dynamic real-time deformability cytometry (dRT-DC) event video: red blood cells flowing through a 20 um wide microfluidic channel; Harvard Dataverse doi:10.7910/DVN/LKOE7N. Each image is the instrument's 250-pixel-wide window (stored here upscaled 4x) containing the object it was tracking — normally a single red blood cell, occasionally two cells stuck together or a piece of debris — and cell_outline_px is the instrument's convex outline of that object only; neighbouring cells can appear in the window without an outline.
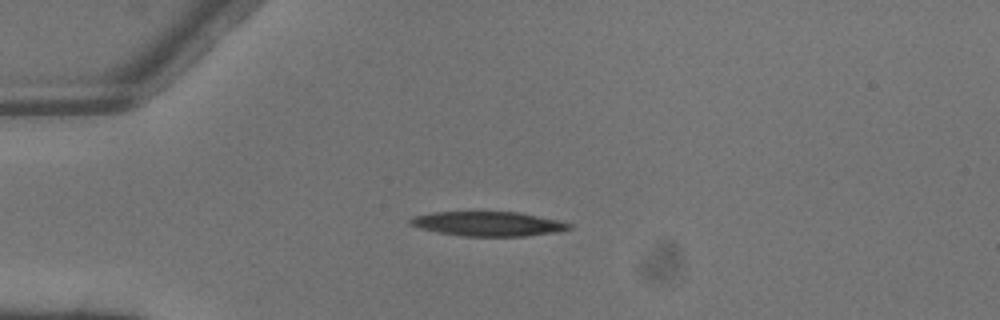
{"species": "common noctule bat (a hibernating species)", "species_latin": "Nyctalus noctula", "temperature_condition": "warm", "stored_images_in_passage": 3, "camera_frame_rate_fps": 3000, "um_per_image_px": 0.085, "animal": {"sex": "male", "body_mass_g": 13.3}, "frame": {"image": 1, "passage_image": 3, "time_ms": 0.667, "image_size_px": [1000, 320], "cell_outline_px": [[572, 228], [556, 232], [524, 236], [460, 236], [420, 228], [408, 224], [408, 220], [412, 216], [432, 212], [520, 212], [560, 220], [572, 224]], "centroid_in_image_um": [41.49, 19.02], "position_along_channel_um": 43.5, "area_um2": 22.77}}